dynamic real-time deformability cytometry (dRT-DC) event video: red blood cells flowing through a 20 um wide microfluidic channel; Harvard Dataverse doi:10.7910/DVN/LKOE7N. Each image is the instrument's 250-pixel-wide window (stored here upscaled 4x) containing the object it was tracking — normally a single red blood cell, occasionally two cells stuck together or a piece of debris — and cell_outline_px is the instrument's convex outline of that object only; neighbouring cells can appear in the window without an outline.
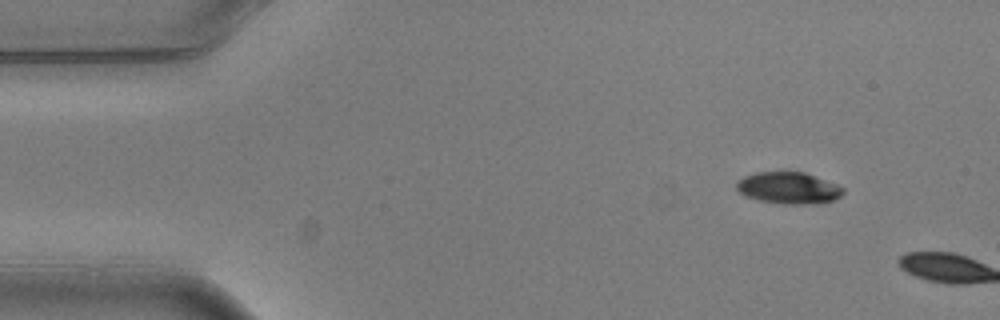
{"species": "common noctule bat (a hibernating species)", "species_latin": "Nyctalus noctula", "temperature_condition": "warm", "stored_images_in_passage": 2, "camera_frame_rate_fps": 3000, "um_per_image_px": 0.085, "animal": {"sex": "male", "body_mass_g": 20.5, "forearm_length_mm": 52.5}, "frame": {"image": 1, "passage_image": 1, "time_ms": 0.0, "image_size_px": [1000, 320], "cell_outline_px": [[844, 192], [840, 196], [832, 200], [812, 204], [784, 204], [760, 200], [744, 196], [736, 188], [736, 180], [744, 176], [756, 172], [804, 172], [836, 184], [844, 188]], "centroid_in_image_um": [66.99, 15.97], "position_along_channel_um": 18.0, "area_um2": 19.59}}